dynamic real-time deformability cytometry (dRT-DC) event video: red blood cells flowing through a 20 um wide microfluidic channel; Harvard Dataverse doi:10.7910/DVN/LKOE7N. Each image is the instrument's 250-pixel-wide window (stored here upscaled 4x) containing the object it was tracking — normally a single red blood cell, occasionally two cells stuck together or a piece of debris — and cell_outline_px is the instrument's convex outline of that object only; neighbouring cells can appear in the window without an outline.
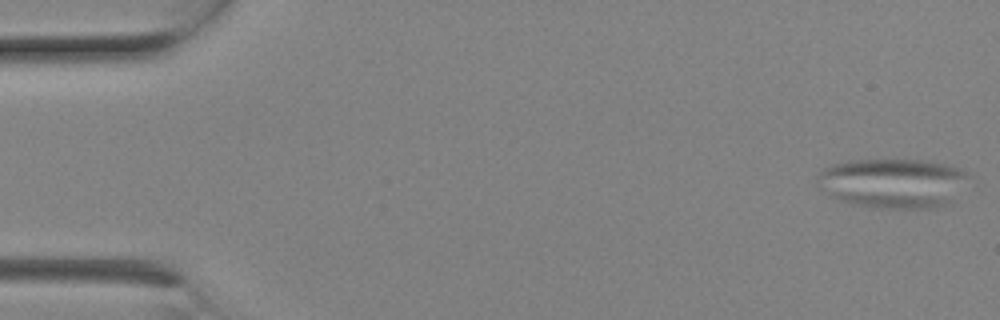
{"species": "Egyptian fruit bat (a non-hibernating species)", "species_latin": "Rousettus aegyptiacus", "temperature_condition": "room temperature", "stored_images_in_passage": 10, "camera_frame_rate_fps": 3000, "um_per_image_px": 0.085, "animal": {"sex": "female"}, "frame": {"image": 1, "passage_image": 1, "time_ms": 0.0, "image_size_px": [1000, 320], "cell_outline_px": [[968, 176], [952, 200], [948, 204], [936, 208], [872, 208], [852, 204], [828, 196], [820, 188], [816, 180], [816, 176], [824, 168], [832, 164], [848, 160], [928, 160], [960, 168], [968, 172]], "centroid_in_image_um": [75.84, 15.57], "position_along_channel_um": 9.2, "area_um2": 43.99}}
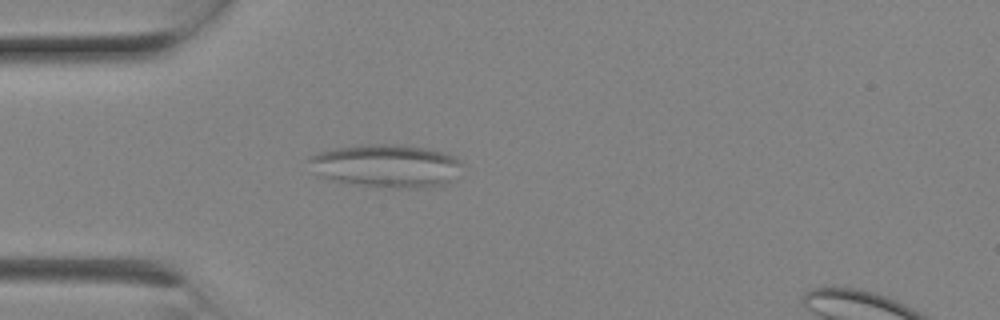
{"frame": {"image": 2, "passage_image": 6, "time_ms": 1.667, "image_size_px": [1000, 320], "cell_outline_px": [[464, 164], [456, 180], [444, 184], [416, 188], [392, 188], [360, 184], [332, 180], [320, 176], [308, 160], [312, 156], [320, 152], [332, 148], [360, 144], [400, 144], [428, 148], [444, 152], [456, 156]], "centroid_in_image_um": [32.95, 14.08], "position_along_channel_um": 52.1, "area_um2": 38.67}}